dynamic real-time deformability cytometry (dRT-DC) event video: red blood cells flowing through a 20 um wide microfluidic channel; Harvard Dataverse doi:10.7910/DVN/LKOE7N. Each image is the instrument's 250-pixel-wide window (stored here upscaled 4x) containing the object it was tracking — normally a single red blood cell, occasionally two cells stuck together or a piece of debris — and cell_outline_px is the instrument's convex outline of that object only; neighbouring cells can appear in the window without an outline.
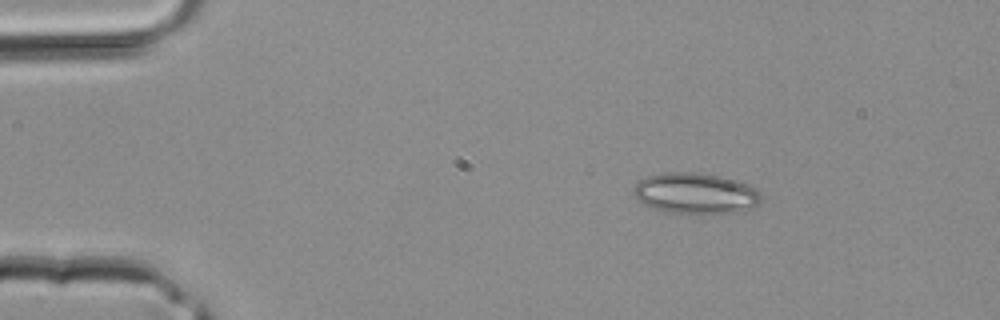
{"species": "common noctule bat (a hibernating species)", "species_latin": "Nyctalus noctula", "temperature_condition": "room temperature", "stored_images_in_passage": 39, "camera_frame_rate_fps": 3000, "um_per_image_px": 0.085, "animal": {"sex": "male", "body_mass_g": 20.4}, "frame": {"image": 1, "passage_image": 6, "time_ms": 1.667, "image_size_px": [1000, 320], "cell_outline_px": [[764, 196], [760, 204], [744, 212], [664, 212], [640, 204], [636, 200], [632, 192], [636, 184], [644, 176], [664, 172], [700, 172], [720, 176], [736, 180], [748, 184], [760, 192]], "centroid_in_image_um": [59.11, 16.42], "position_along_channel_um": 25.9, "area_um2": 30.81}}
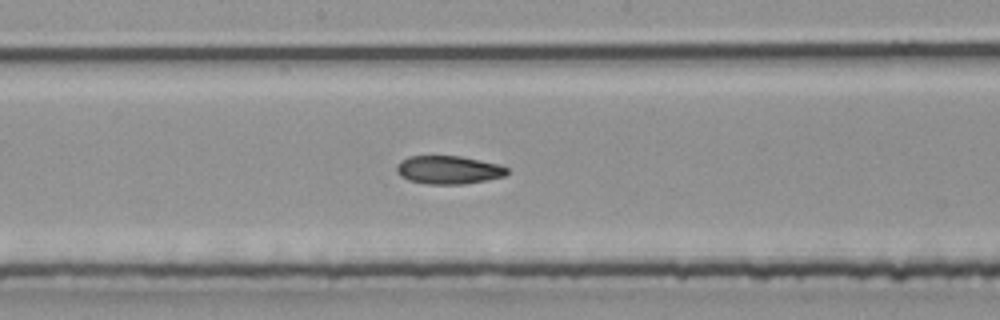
{"frame": {"image": 2, "passage_image": 21, "time_ms": 6.667, "image_size_px": [1000, 320], "cell_outline_px": [[508, 172], [504, 176], [488, 180], [460, 184], [428, 184], [408, 180], [400, 176], [396, 168], [396, 164], [400, 160], [408, 156], [460, 156], [480, 160], [496, 164], [508, 168]], "centroid_in_image_um": [38.09, 14.44], "position_along_channel_um": 210.1, "area_um2": 18.15}}
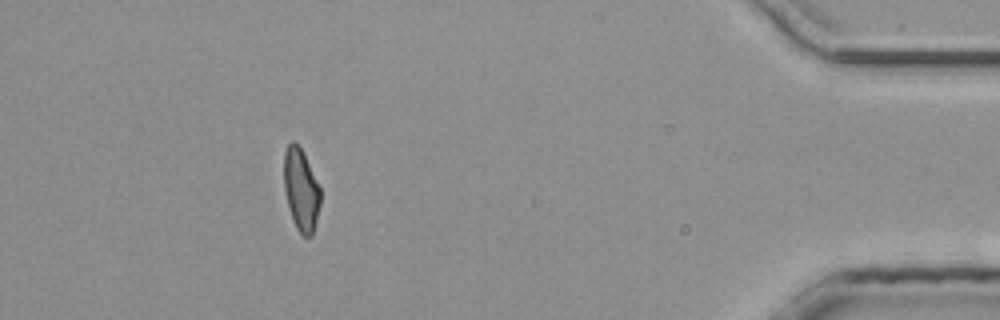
{"frame": {"image": 3, "passage_image": 36, "time_ms": 11.667, "image_size_px": [1000, 320], "cell_outline_px": [[320, 204], [312, 236], [300, 236], [292, 220], [288, 208], [284, 188], [284, 152], [288, 144], [292, 140], [304, 152], [320, 188]], "centroid_in_image_um": [25.57, 16.15], "position_along_channel_um": 409.6, "area_um2": 17.57}}